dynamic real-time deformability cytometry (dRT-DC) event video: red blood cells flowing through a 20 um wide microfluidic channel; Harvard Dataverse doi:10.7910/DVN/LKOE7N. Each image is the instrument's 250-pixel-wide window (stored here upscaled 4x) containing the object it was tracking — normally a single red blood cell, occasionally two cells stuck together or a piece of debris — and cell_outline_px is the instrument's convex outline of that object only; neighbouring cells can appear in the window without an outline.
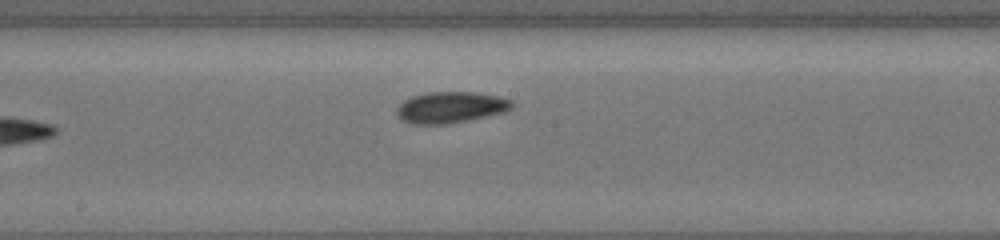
{"species": "common noctule bat (a hibernating species)", "species_latin": "Nyctalus noctula", "temperature_condition": "cold", "stored_images_in_passage": 14, "camera_frame_rate_fps": 3000, "um_per_image_px": 0.085, "animal": {"sex": "female", "body_mass_g": 19.5, "forearm_length_mm": 54.1}, "frame": {"image": 1, "passage_image": 14, "time_ms": 5.0, "image_size_px": [1000, 240], "cell_outline_px": [[516, 104], [512, 108], [504, 112], [468, 120], [448, 124], [412, 124], [400, 120], [396, 116], [396, 108], [404, 100], [412, 96], [428, 92], [476, 92], [496, 96], [512, 100]], "centroid_in_image_um": [38.28, 9.13], "position_along_channel_um": 209.9, "area_um2": 21.15}}